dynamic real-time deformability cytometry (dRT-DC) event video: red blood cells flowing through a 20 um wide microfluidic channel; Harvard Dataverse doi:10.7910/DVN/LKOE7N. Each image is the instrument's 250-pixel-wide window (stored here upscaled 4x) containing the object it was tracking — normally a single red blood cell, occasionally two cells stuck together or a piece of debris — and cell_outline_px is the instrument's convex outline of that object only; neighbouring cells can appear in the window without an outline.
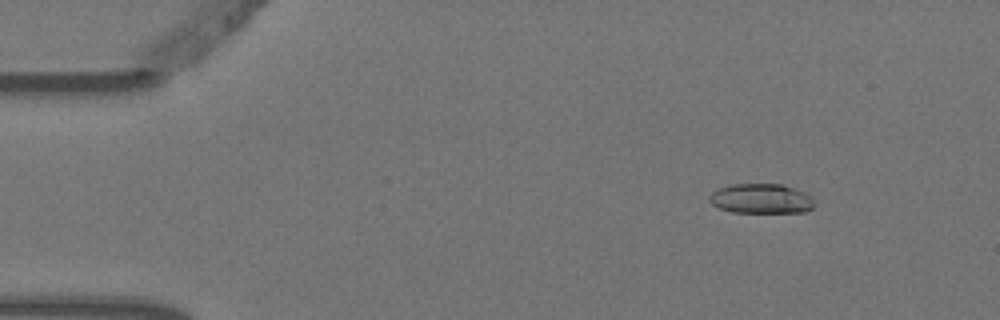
{"species": "Egyptian fruit bat (a non-hibernating species)", "species_latin": "Rousettus aegyptiacus", "temperature_condition": "warm", "stored_images_in_passage": 6, "camera_frame_rate_fps": 3000, "um_per_image_px": 0.085, "animal": {"sex": "female"}, "frame": {"image": 1, "passage_image": 2, "time_ms": 0.333, "image_size_px": [1000, 320], "cell_outline_px": [[812, 208], [808, 212], [732, 212], [720, 208], [712, 204], [708, 200], [708, 196], [716, 188], [732, 184], [784, 184], [804, 192], [812, 196]], "centroid_in_image_um": [64.67, 16.88], "position_along_channel_um": 20.3, "area_um2": 18.32}}
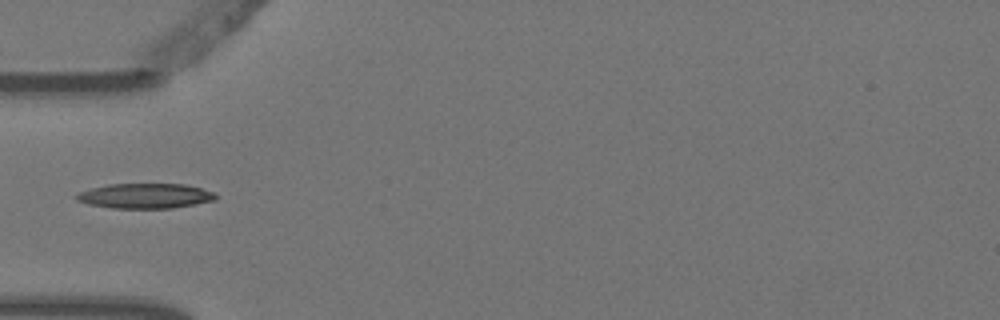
{"frame": {"image": 2, "passage_image": 5, "time_ms": 1.333, "image_size_px": [1000, 320], "cell_outline_px": [[216, 200], [172, 208], [112, 208], [88, 204], [76, 200], [72, 196], [80, 192], [92, 188], [108, 184], [184, 184], [216, 192]], "centroid_in_image_um": [12.33, 16.65], "position_along_channel_um": 72.7, "area_um2": 20.29}}
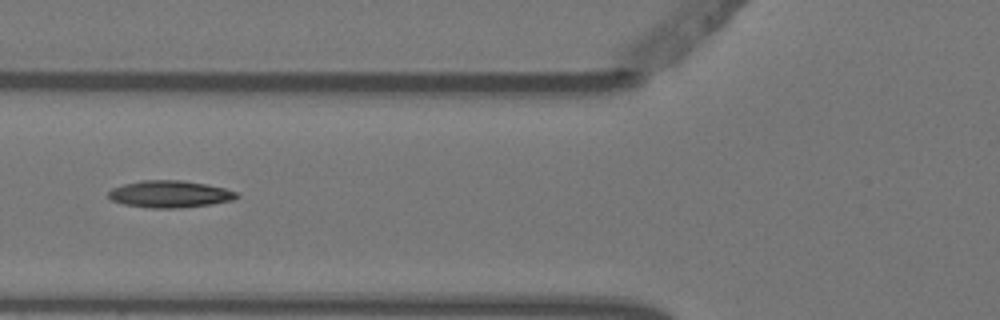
{"frame": {"image": 3, "passage_image": 6, "time_ms": 1.667, "image_size_px": [1000, 320], "cell_outline_px": [[240, 196], [236, 200], [212, 204], [180, 208], [152, 208], [124, 204], [112, 200], [108, 196], [108, 192], [112, 188], [124, 184], [140, 180], [180, 180], [204, 184], [224, 188], [236, 192]], "centroid_in_image_um": [14.45, 16.5], "position_along_channel_um": 111.3, "area_um2": 20.17}}